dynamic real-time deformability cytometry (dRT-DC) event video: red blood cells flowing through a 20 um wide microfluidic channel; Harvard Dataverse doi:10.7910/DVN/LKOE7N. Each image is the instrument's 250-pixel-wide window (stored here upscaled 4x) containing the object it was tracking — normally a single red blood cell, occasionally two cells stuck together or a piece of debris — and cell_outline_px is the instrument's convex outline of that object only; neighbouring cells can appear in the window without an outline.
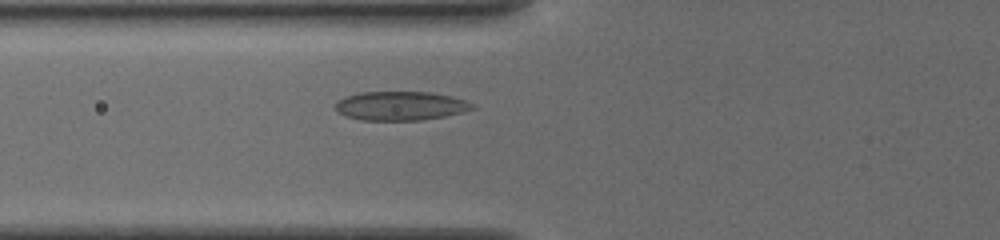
{"species": "common noctule bat (a hibernating species)", "species_latin": "Nyctalus noctula", "temperature_condition": "cold", "stored_images_in_passage": 45, "camera_frame_rate_fps": 3000, "um_per_image_px": 0.085, "animal": {"sex": "female", "body_mass_g": 19.5, "forearm_length_mm": 54.1}, "frame": {"image": 1, "passage_image": 13, "time_ms": 4.0, "image_size_px": [1000, 240], "cell_outline_px": [[476, 108], [444, 116], [420, 120], [360, 120], [344, 116], [336, 108], [336, 104], [344, 96], [360, 92], [428, 92], [452, 96], [464, 100], [472, 104]], "centroid_in_image_um": [34.02, 8.99], "position_along_channel_um": 91.8, "area_um2": 22.89}}
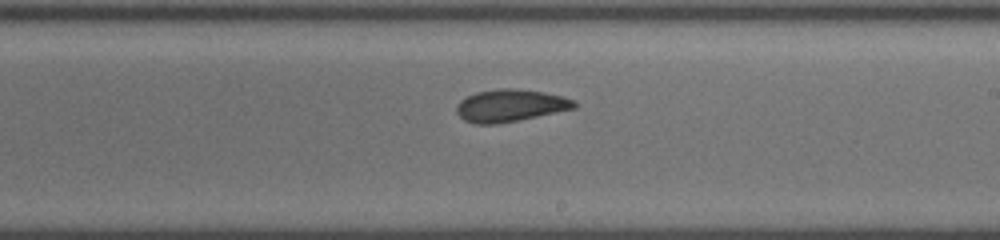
{"frame": {"image": 2, "passage_image": 25, "time_ms": 8.0, "image_size_px": [1000, 240], "cell_outline_px": [[576, 108], [520, 120], [496, 124], [472, 124], [464, 120], [456, 112], [456, 104], [464, 96], [476, 92], [500, 88], [516, 88], [544, 92], [564, 96], [576, 100]], "centroid_in_image_um": [43.36, 8.97], "position_along_channel_um": 245.6, "area_um2": 22.54}}
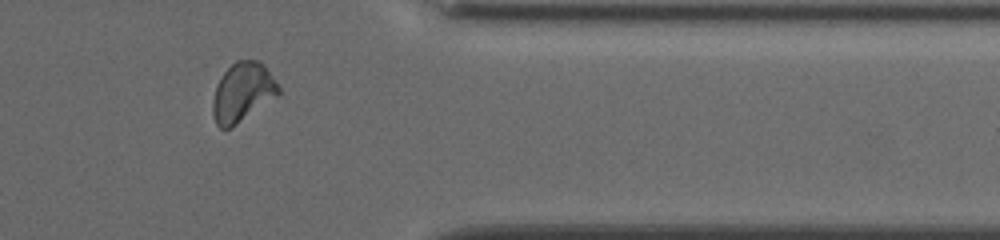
{"frame": {"image": 3, "passage_image": 37, "time_ms": 12.0, "image_size_px": [1000, 240], "cell_outline_px": [[280, 92], [276, 96], [232, 128], [220, 128], [216, 124], [212, 112], [212, 100], [216, 84], [224, 72], [236, 60], [260, 60], [264, 64], [280, 88]], "centroid_in_image_um": [20.59, 7.84], "position_along_channel_um": 390.8, "area_um2": 22.6}, "authors_computed_cell_mechanics": {"area_um2": 22.5998, "velocity_mm_per_s": 3.8473, "shape_relaxation_time_tau1_ms": 4.2018, "shape_relaxation_time_tau2_ms": 3.3544, "deformation_change_tau1": 0.098, "deformation_change_tau2": 0.0723}}